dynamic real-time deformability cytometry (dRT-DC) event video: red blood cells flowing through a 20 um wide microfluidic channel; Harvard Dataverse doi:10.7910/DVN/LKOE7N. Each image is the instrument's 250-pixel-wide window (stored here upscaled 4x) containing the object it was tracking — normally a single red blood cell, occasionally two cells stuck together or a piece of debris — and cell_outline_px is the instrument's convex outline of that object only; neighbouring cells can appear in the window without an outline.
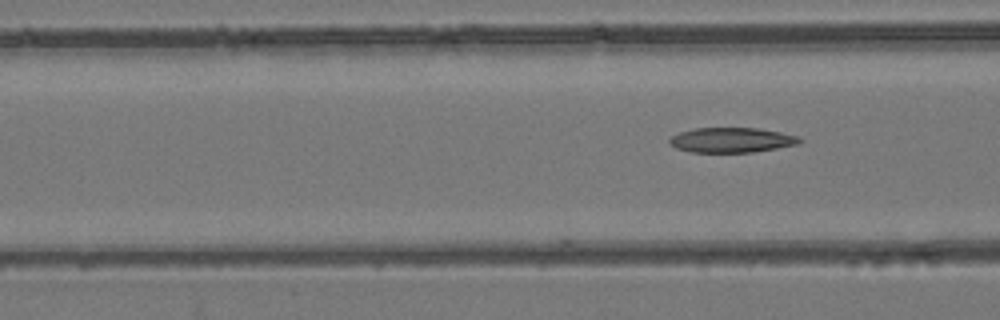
{"species": "common noctule bat (a hibernating species)", "species_latin": "Nyctalus noctula", "temperature_condition": "room temperature", "stored_images_in_passage": 7, "segment_of_instrument_passage": [2, 2], "camera_frame_rate_fps": 3000, "um_per_image_px": 0.085, "animal": {"sex": "female", "body_mass_g": 24.6, "forearm_length_mm": 56.2}, "frame": {"image": 1, "passage_image": 7, "time_ms": 2.0, "image_size_px": [1000, 320], "cell_outline_px": [[804, 140], [796, 144], [776, 148], [752, 152], [688, 152], [676, 148], [668, 144], [668, 140], [672, 136], [680, 132], [696, 128], [756, 128], [780, 132], [800, 136]], "centroid_in_image_um": [62.16, 11.9], "position_along_channel_um": 104.4, "area_um2": 18.9}}